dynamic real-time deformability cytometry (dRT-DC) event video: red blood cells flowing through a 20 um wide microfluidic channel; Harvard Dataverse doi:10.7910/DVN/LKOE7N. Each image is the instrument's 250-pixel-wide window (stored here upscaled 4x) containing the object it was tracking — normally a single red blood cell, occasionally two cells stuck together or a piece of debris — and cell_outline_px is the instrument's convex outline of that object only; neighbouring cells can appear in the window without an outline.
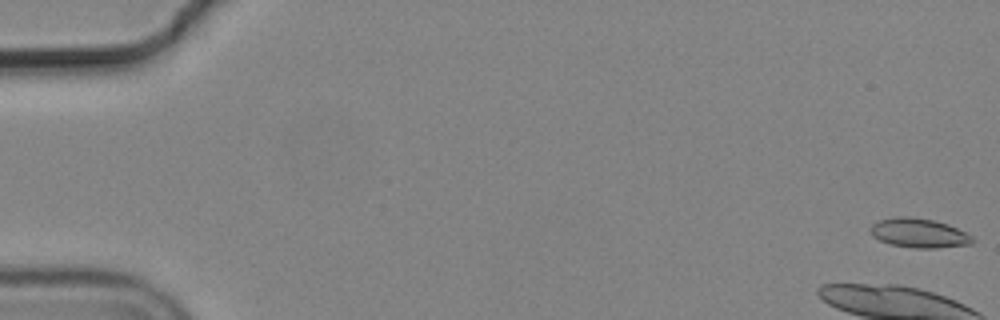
{"species": "common noctule bat (a hibernating species)", "species_latin": "Nyctalus noctula", "temperature_condition": "cold", "stored_images_in_passage": 32, "camera_frame_rate_fps": 3000, "um_per_image_px": 0.085, "animal": {"sex": "male", "body_mass_g": 19.2, "forearm_length_mm": 51.8}, "frame": {"image": 1, "passage_image": 1, "time_ms": 0.0, "image_size_px": [1000, 320], "cell_outline_px": [[976, 240], [972, 244], [936, 248], [912, 248], [892, 244], [880, 240], [872, 236], [868, 228], [872, 224], [880, 220], [896, 216], [908, 216], [932, 220], [948, 224], [972, 236]], "centroid_in_image_um": [78.1, 19.81], "position_along_channel_um": 6.9, "area_um2": 17.46}}